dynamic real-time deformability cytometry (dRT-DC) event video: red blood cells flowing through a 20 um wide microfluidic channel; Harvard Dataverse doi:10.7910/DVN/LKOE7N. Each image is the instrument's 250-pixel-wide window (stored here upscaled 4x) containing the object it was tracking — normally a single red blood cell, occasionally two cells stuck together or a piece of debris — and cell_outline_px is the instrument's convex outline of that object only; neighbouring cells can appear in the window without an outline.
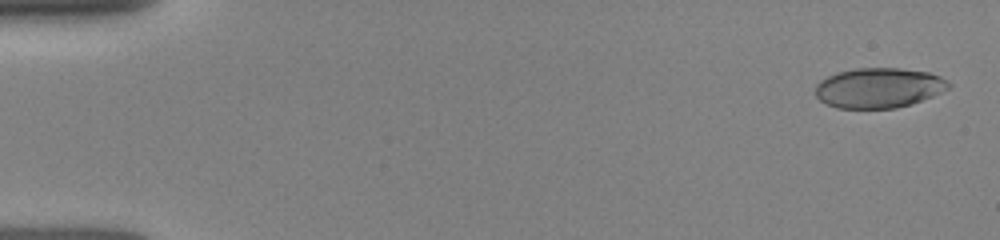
{"species": "human", "species_latin": "Homo sapiens", "temperature_condition": "room temperature", "stored_images_in_passage": 42, "camera_frame_rate_fps": 3000, "um_per_image_px": 0.085, "donor": {"sex": "female"}, "frame": {"image": 1, "passage_image": 1, "time_ms": 0.0, "image_size_px": [1000, 240], "cell_outline_px": [[952, 84], [948, 88], [932, 96], [912, 104], [896, 108], [836, 108], [820, 100], [816, 96], [816, 84], [820, 80], [828, 76], [840, 72], [856, 68], [900, 68], [928, 72], [940, 76], [948, 80]], "centroid_in_image_um": [74.71, 7.47], "position_along_channel_um": 10.3, "area_um2": 31.04}}
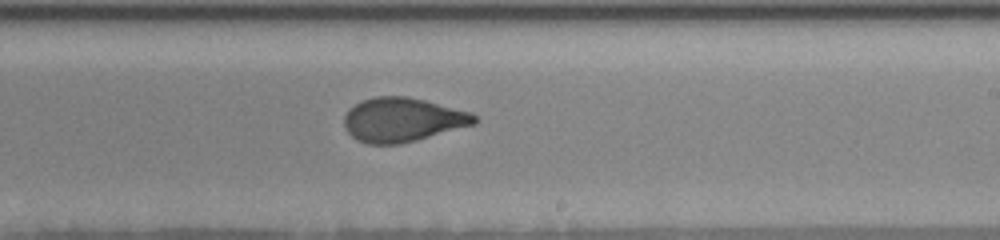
{"frame": {"image": 2, "passage_image": 20, "time_ms": 9.333, "image_size_px": [1000, 240], "cell_outline_px": [[480, 120], [476, 124], [416, 140], [400, 144], [368, 144], [356, 140], [348, 132], [344, 124], [344, 116], [348, 108], [364, 100], [376, 96], [408, 96], [472, 112]], "centroid_in_image_um": [34.23, 10.18], "position_along_channel_um": 254.8, "area_um2": 33.58}}
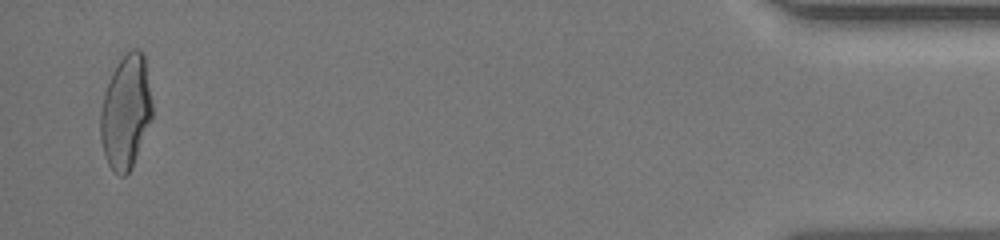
{"frame": {"image": 3, "passage_image": 41, "time_ms": 15.333, "image_size_px": [1000, 240], "cell_outline_px": [[152, 120], [132, 168], [124, 176], [120, 176], [108, 164], [104, 156], [100, 140], [100, 112], [104, 92], [112, 72], [116, 64], [124, 52], [132, 48], [140, 48], [144, 52], [152, 104]], "centroid_in_image_um": [10.69, 9.48], "position_along_channel_um": 424.5, "area_um2": 34.85}}